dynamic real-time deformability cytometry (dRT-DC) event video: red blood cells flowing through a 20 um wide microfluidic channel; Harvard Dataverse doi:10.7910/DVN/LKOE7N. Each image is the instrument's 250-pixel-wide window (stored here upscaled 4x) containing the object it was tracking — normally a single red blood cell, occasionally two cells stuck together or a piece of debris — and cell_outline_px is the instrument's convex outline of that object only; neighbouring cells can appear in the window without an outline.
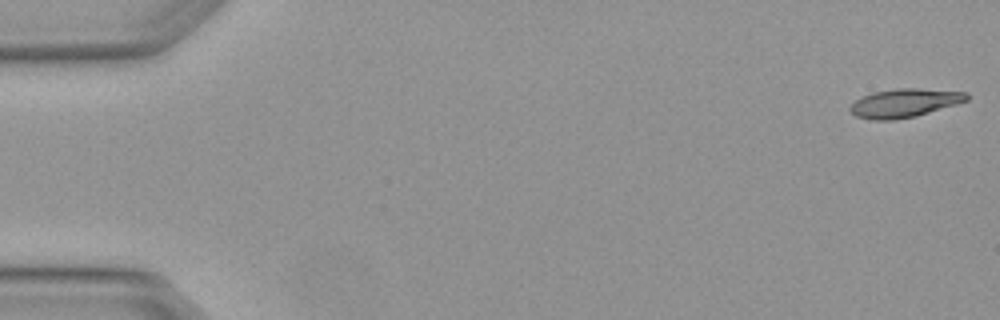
{"species": "Egyptian fruit bat (a non-hibernating species)", "species_latin": "Rousettus aegyptiacus", "temperature_condition": "warm", "stored_images_in_passage": 5, "camera_frame_rate_fps": 3000, "um_per_image_px": 0.085, "animal": {"sex": "female"}, "frame": {"image": 1, "passage_image": 1, "time_ms": 0.0, "image_size_px": [1000, 320], "cell_outline_px": [[968, 100], [956, 104], [916, 116], [896, 120], [872, 120], [856, 116], [848, 108], [856, 100], [872, 92], [896, 88], [920, 88], [968, 92]], "centroid_in_image_um": [76.89, 8.75], "position_along_channel_um": 8.1, "area_um2": 19.42}}